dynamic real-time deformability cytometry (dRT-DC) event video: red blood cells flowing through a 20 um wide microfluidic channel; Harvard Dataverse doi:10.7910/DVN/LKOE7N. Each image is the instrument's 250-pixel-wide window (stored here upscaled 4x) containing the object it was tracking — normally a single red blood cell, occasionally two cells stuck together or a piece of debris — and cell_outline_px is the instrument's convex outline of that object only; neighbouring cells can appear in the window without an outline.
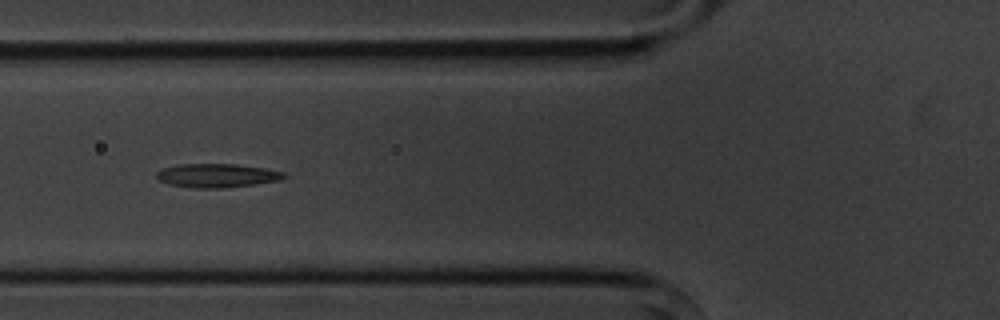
{"species": "common noctule bat (a hibernating species)", "species_latin": "Nyctalus noctula", "temperature_condition": "cold", "stored_images_in_passage": 12, "camera_frame_rate_fps": 3000, "um_per_image_px": 0.085, "animal": {"sex": "male", "body_mass_g": 20.1, "forearm_length_mm": 53.5}, "frame": {"image": 1, "passage_image": 5, "time_ms": 5.667, "image_size_px": [1000, 320], "cell_outline_px": [[288, 176], [276, 180], [252, 184], [224, 188], [196, 188], [168, 184], [160, 180], [156, 176], [156, 172], [164, 168], [180, 164], [236, 164], [264, 168], [284, 172]], "centroid_in_image_um": [18.42, 14.91], "position_along_channel_um": 107.4, "area_um2": 17.4}}
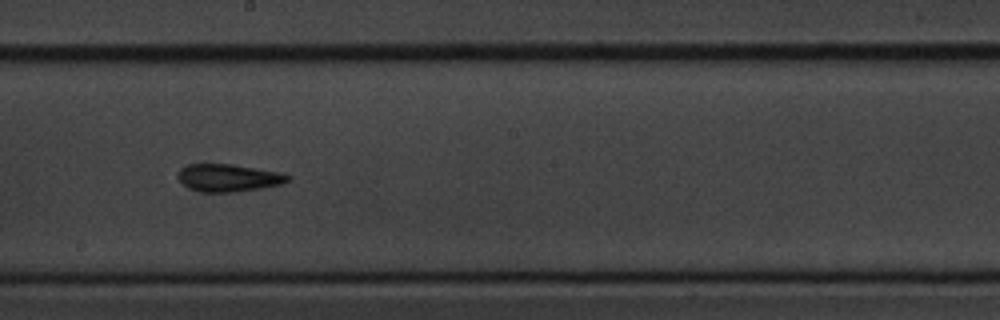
{"frame": {"image": 2, "passage_image": 8, "time_ms": 9.0, "image_size_px": [1000, 320], "cell_outline_px": [[292, 180], [280, 184], [264, 188], [236, 192], [200, 192], [188, 188], [176, 176], [180, 168], [188, 164], [232, 164], [284, 172], [292, 176]], "centroid_in_image_um": [19.47, 15.11], "position_along_channel_um": 228.7, "area_um2": 18.03}}
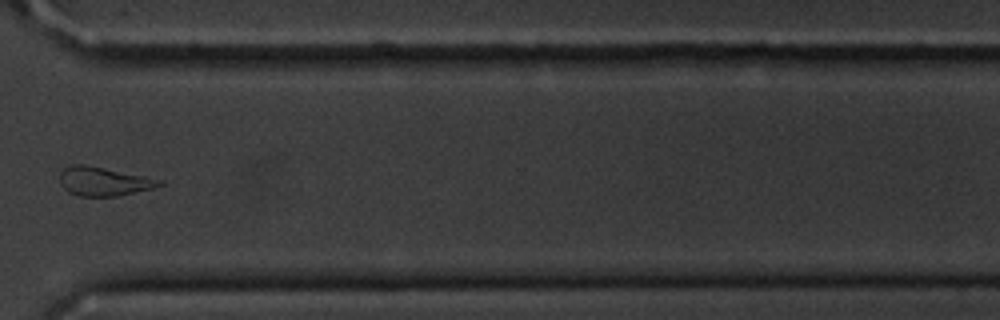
{"frame": {"image": 3, "passage_image": 11, "time_ms": 12.667, "image_size_px": [1000, 320], "cell_outline_px": [[164, 184], [152, 188], [116, 196], [76, 196], [68, 192], [60, 184], [60, 172], [64, 168], [72, 164], [84, 164], [164, 180]], "centroid_in_image_um": [8.78, 15.42], "position_along_channel_um": 361.8, "area_um2": 16.65}}